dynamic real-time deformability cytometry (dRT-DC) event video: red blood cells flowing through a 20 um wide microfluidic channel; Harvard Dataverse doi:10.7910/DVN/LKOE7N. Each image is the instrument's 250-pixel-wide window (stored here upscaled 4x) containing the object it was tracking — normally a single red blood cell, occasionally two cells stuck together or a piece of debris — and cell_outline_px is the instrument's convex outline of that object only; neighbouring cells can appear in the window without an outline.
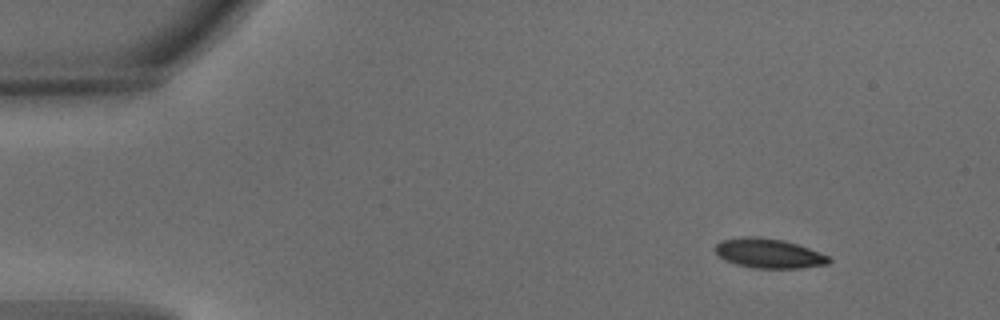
{"species": "common noctule bat (a hibernating species)", "species_latin": "Nyctalus noctula", "temperature_condition": "warm", "stored_images_in_passage": 3, "camera_frame_rate_fps": 3000, "um_per_image_px": 0.085, "animal": {"sex": "male", "body_mass_g": 15.6}, "frame": {"image": 1, "passage_image": 1, "time_ms": 0.0, "image_size_px": [1000, 320], "cell_outline_px": [[832, 260], [828, 264], [800, 268], [752, 268], [736, 264], [724, 260], [716, 252], [716, 244], [720, 240], [744, 236], [760, 236], [784, 240], [808, 248], [828, 256]], "centroid_in_image_um": [65.33, 21.53], "position_along_channel_um": 19.7, "area_um2": 19.59}}
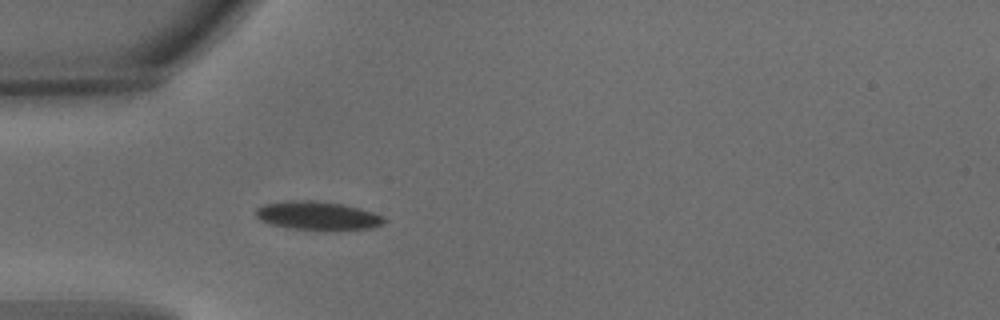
{"frame": {"image": 2, "passage_image": 3, "time_ms": 0.667, "image_size_px": [1000, 320], "cell_outline_px": [[388, 220], [384, 224], [372, 228], [288, 228], [272, 224], [260, 220], [256, 216], [256, 208], [264, 204], [284, 200], [316, 200], [344, 204], [360, 208], [384, 216]], "centroid_in_image_um": [26.99, 18.29], "position_along_channel_um": 58.0, "area_um2": 20.98}}